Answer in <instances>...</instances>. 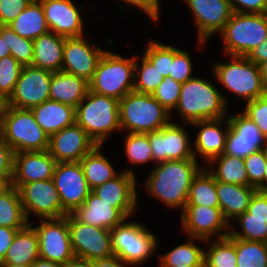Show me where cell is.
Returning <instances> with one entry per match:
<instances>
[{
	"label": "cell",
	"mask_w": 267,
	"mask_h": 267,
	"mask_svg": "<svg viewBox=\"0 0 267 267\" xmlns=\"http://www.w3.org/2000/svg\"><path fill=\"white\" fill-rule=\"evenodd\" d=\"M57 161L46 151L14 153L12 186L52 179Z\"/></svg>",
	"instance_id": "cell-22"
},
{
	"label": "cell",
	"mask_w": 267,
	"mask_h": 267,
	"mask_svg": "<svg viewBox=\"0 0 267 267\" xmlns=\"http://www.w3.org/2000/svg\"><path fill=\"white\" fill-rule=\"evenodd\" d=\"M65 267H91V264L88 260L74 258L68 262Z\"/></svg>",
	"instance_id": "cell-61"
},
{
	"label": "cell",
	"mask_w": 267,
	"mask_h": 267,
	"mask_svg": "<svg viewBox=\"0 0 267 267\" xmlns=\"http://www.w3.org/2000/svg\"><path fill=\"white\" fill-rule=\"evenodd\" d=\"M225 55L244 56L267 38V13H236L220 32Z\"/></svg>",
	"instance_id": "cell-7"
},
{
	"label": "cell",
	"mask_w": 267,
	"mask_h": 267,
	"mask_svg": "<svg viewBox=\"0 0 267 267\" xmlns=\"http://www.w3.org/2000/svg\"><path fill=\"white\" fill-rule=\"evenodd\" d=\"M154 162L195 159L190 137L180 124L170 122L158 131L148 133Z\"/></svg>",
	"instance_id": "cell-16"
},
{
	"label": "cell",
	"mask_w": 267,
	"mask_h": 267,
	"mask_svg": "<svg viewBox=\"0 0 267 267\" xmlns=\"http://www.w3.org/2000/svg\"><path fill=\"white\" fill-rule=\"evenodd\" d=\"M31 2V0H0V25H9Z\"/></svg>",
	"instance_id": "cell-50"
},
{
	"label": "cell",
	"mask_w": 267,
	"mask_h": 267,
	"mask_svg": "<svg viewBox=\"0 0 267 267\" xmlns=\"http://www.w3.org/2000/svg\"><path fill=\"white\" fill-rule=\"evenodd\" d=\"M181 211V228L190 238L209 241L212 236L221 239L229 235L230 223L220 207L185 205Z\"/></svg>",
	"instance_id": "cell-13"
},
{
	"label": "cell",
	"mask_w": 267,
	"mask_h": 267,
	"mask_svg": "<svg viewBox=\"0 0 267 267\" xmlns=\"http://www.w3.org/2000/svg\"><path fill=\"white\" fill-rule=\"evenodd\" d=\"M30 267H65L59 262L49 261L43 258H38L30 264Z\"/></svg>",
	"instance_id": "cell-58"
},
{
	"label": "cell",
	"mask_w": 267,
	"mask_h": 267,
	"mask_svg": "<svg viewBox=\"0 0 267 267\" xmlns=\"http://www.w3.org/2000/svg\"><path fill=\"white\" fill-rule=\"evenodd\" d=\"M249 177V186L263 191V179L267 162V148L252 152L244 158Z\"/></svg>",
	"instance_id": "cell-45"
},
{
	"label": "cell",
	"mask_w": 267,
	"mask_h": 267,
	"mask_svg": "<svg viewBox=\"0 0 267 267\" xmlns=\"http://www.w3.org/2000/svg\"><path fill=\"white\" fill-rule=\"evenodd\" d=\"M235 219L239 223V230L230 224L229 235L242 240L258 241L267 243V218L251 217L248 211L240 214Z\"/></svg>",
	"instance_id": "cell-37"
},
{
	"label": "cell",
	"mask_w": 267,
	"mask_h": 267,
	"mask_svg": "<svg viewBox=\"0 0 267 267\" xmlns=\"http://www.w3.org/2000/svg\"><path fill=\"white\" fill-rule=\"evenodd\" d=\"M125 137L124 148L130 163L140 165L154 162L148 134L128 133Z\"/></svg>",
	"instance_id": "cell-41"
},
{
	"label": "cell",
	"mask_w": 267,
	"mask_h": 267,
	"mask_svg": "<svg viewBox=\"0 0 267 267\" xmlns=\"http://www.w3.org/2000/svg\"><path fill=\"white\" fill-rule=\"evenodd\" d=\"M11 55L10 54V48L7 44V38L1 37V25H0V59H2L5 56Z\"/></svg>",
	"instance_id": "cell-60"
},
{
	"label": "cell",
	"mask_w": 267,
	"mask_h": 267,
	"mask_svg": "<svg viewBox=\"0 0 267 267\" xmlns=\"http://www.w3.org/2000/svg\"><path fill=\"white\" fill-rule=\"evenodd\" d=\"M39 257L37 232L28 223L24 228L17 231L2 263L30 265Z\"/></svg>",
	"instance_id": "cell-29"
},
{
	"label": "cell",
	"mask_w": 267,
	"mask_h": 267,
	"mask_svg": "<svg viewBox=\"0 0 267 267\" xmlns=\"http://www.w3.org/2000/svg\"><path fill=\"white\" fill-rule=\"evenodd\" d=\"M263 192H267V162L265 167V174L263 179Z\"/></svg>",
	"instance_id": "cell-65"
},
{
	"label": "cell",
	"mask_w": 267,
	"mask_h": 267,
	"mask_svg": "<svg viewBox=\"0 0 267 267\" xmlns=\"http://www.w3.org/2000/svg\"><path fill=\"white\" fill-rule=\"evenodd\" d=\"M182 83L170 76L164 77L152 96L170 113L174 111L179 100Z\"/></svg>",
	"instance_id": "cell-46"
},
{
	"label": "cell",
	"mask_w": 267,
	"mask_h": 267,
	"mask_svg": "<svg viewBox=\"0 0 267 267\" xmlns=\"http://www.w3.org/2000/svg\"><path fill=\"white\" fill-rule=\"evenodd\" d=\"M186 205L219 207L216 180L207 171V168L203 167L194 177Z\"/></svg>",
	"instance_id": "cell-34"
},
{
	"label": "cell",
	"mask_w": 267,
	"mask_h": 267,
	"mask_svg": "<svg viewBox=\"0 0 267 267\" xmlns=\"http://www.w3.org/2000/svg\"><path fill=\"white\" fill-rule=\"evenodd\" d=\"M136 183V175L133 170L128 168L113 179L95 187L92 192L128 219L138 209Z\"/></svg>",
	"instance_id": "cell-18"
},
{
	"label": "cell",
	"mask_w": 267,
	"mask_h": 267,
	"mask_svg": "<svg viewBox=\"0 0 267 267\" xmlns=\"http://www.w3.org/2000/svg\"><path fill=\"white\" fill-rule=\"evenodd\" d=\"M75 118L97 145H103L111 133L121 131L119 101L90 90L75 108Z\"/></svg>",
	"instance_id": "cell-4"
},
{
	"label": "cell",
	"mask_w": 267,
	"mask_h": 267,
	"mask_svg": "<svg viewBox=\"0 0 267 267\" xmlns=\"http://www.w3.org/2000/svg\"><path fill=\"white\" fill-rule=\"evenodd\" d=\"M257 189L252 186L222 183L216 181L219 207L224 218L230 223L240 214L247 211L251 197Z\"/></svg>",
	"instance_id": "cell-28"
},
{
	"label": "cell",
	"mask_w": 267,
	"mask_h": 267,
	"mask_svg": "<svg viewBox=\"0 0 267 267\" xmlns=\"http://www.w3.org/2000/svg\"><path fill=\"white\" fill-rule=\"evenodd\" d=\"M260 149L255 141L236 140V132L231 127L229 128L224 154L246 158Z\"/></svg>",
	"instance_id": "cell-49"
},
{
	"label": "cell",
	"mask_w": 267,
	"mask_h": 267,
	"mask_svg": "<svg viewBox=\"0 0 267 267\" xmlns=\"http://www.w3.org/2000/svg\"><path fill=\"white\" fill-rule=\"evenodd\" d=\"M23 66L11 55L0 59V95L8 100L12 95Z\"/></svg>",
	"instance_id": "cell-43"
},
{
	"label": "cell",
	"mask_w": 267,
	"mask_h": 267,
	"mask_svg": "<svg viewBox=\"0 0 267 267\" xmlns=\"http://www.w3.org/2000/svg\"><path fill=\"white\" fill-rule=\"evenodd\" d=\"M8 26L21 37L30 40L50 31L40 1H32Z\"/></svg>",
	"instance_id": "cell-31"
},
{
	"label": "cell",
	"mask_w": 267,
	"mask_h": 267,
	"mask_svg": "<svg viewBox=\"0 0 267 267\" xmlns=\"http://www.w3.org/2000/svg\"><path fill=\"white\" fill-rule=\"evenodd\" d=\"M194 17L199 44L220 33L232 16L229 0H183Z\"/></svg>",
	"instance_id": "cell-17"
},
{
	"label": "cell",
	"mask_w": 267,
	"mask_h": 267,
	"mask_svg": "<svg viewBox=\"0 0 267 267\" xmlns=\"http://www.w3.org/2000/svg\"><path fill=\"white\" fill-rule=\"evenodd\" d=\"M230 62L214 63L215 79L247 102L265 95L258 65L244 56H229Z\"/></svg>",
	"instance_id": "cell-8"
},
{
	"label": "cell",
	"mask_w": 267,
	"mask_h": 267,
	"mask_svg": "<svg viewBox=\"0 0 267 267\" xmlns=\"http://www.w3.org/2000/svg\"><path fill=\"white\" fill-rule=\"evenodd\" d=\"M230 127L236 132V140L255 141L261 148H267V140L260 129L242 112L228 118Z\"/></svg>",
	"instance_id": "cell-42"
},
{
	"label": "cell",
	"mask_w": 267,
	"mask_h": 267,
	"mask_svg": "<svg viewBox=\"0 0 267 267\" xmlns=\"http://www.w3.org/2000/svg\"><path fill=\"white\" fill-rule=\"evenodd\" d=\"M210 81L193 77L182 83L175 111L184 124L226 117L228 98Z\"/></svg>",
	"instance_id": "cell-2"
},
{
	"label": "cell",
	"mask_w": 267,
	"mask_h": 267,
	"mask_svg": "<svg viewBox=\"0 0 267 267\" xmlns=\"http://www.w3.org/2000/svg\"><path fill=\"white\" fill-rule=\"evenodd\" d=\"M169 114L151 94L133 90L119 100L120 128L129 133L158 131L171 122Z\"/></svg>",
	"instance_id": "cell-3"
},
{
	"label": "cell",
	"mask_w": 267,
	"mask_h": 267,
	"mask_svg": "<svg viewBox=\"0 0 267 267\" xmlns=\"http://www.w3.org/2000/svg\"><path fill=\"white\" fill-rule=\"evenodd\" d=\"M91 267H125L132 266L125 263L117 256H112L106 259H94L90 261Z\"/></svg>",
	"instance_id": "cell-57"
},
{
	"label": "cell",
	"mask_w": 267,
	"mask_h": 267,
	"mask_svg": "<svg viewBox=\"0 0 267 267\" xmlns=\"http://www.w3.org/2000/svg\"><path fill=\"white\" fill-rule=\"evenodd\" d=\"M12 186V182L7 177H0V195Z\"/></svg>",
	"instance_id": "cell-62"
},
{
	"label": "cell",
	"mask_w": 267,
	"mask_h": 267,
	"mask_svg": "<svg viewBox=\"0 0 267 267\" xmlns=\"http://www.w3.org/2000/svg\"><path fill=\"white\" fill-rule=\"evenodd\" d=\"M60 195L63 210L72 214L92 191L86 181L80 162L57 163L52 177Z\"/></svg>",
	"instance_id": "cell-15"
},
{
	"label": "cell",
	"mask_w": 267,
	"mask_h": 267,
	"mask_svg": "<svg viewBox=\"0 0 267 267\" xmlns=\"http://www.w3.org/2000/svg\"><path fill=\"white\" fill-rule=\"evenodd\" d=\"M89 91V82L64 71L52 73L49 95L50 100L70 105L74 108Z\"/></svg>",
	"instance_id": "cell-25"
},
{
	"label": "cell",
	"mask_w": 267,
	"mask_h": 267,
	"mask_svg": "<svg viewBox=\"0 0 267 267\" xmlns=\"http://www.w3.org/2000/svg\"><path fill=\"white\" fill-rule=\"evenodd\" d=\"M18 191L29 223L31 213L39 219L61 218L67 215L62 208L60 195L52 179L24 183Z\"/></svg>",
	"instance_id": "cell-11"
},
{
	"label": "cell",
	"mask_w": 267,
	"mask_h": 267,
	"mask_svg": "<svg viewBox=\"0 0 267 267\" xmlns=\"http://www.w3.org/2000/svg\"><path fill=\"white\" fill-rule=\"evenodd\" d=\"M65 37L49 31L33 40L34 56L31 66L59 72L63 63Z\"/></svg>",
	"instance_id": "cell-27"
},
{
	"label": "cell",
	"mask_w": 267,
	"mask_h": 267,
	"mask_svg": "<svg viewBox=\"0 0 267 267\" xmlns=\"http://www.w3.org/2000/svg\"><path fill=\"white\" fill-rule=\"evenodd\" d=\"M18 230L20 229L0 226V263L3 262Z\"/></svg>",
	"instance_id": "cell-55"
},
{
	"label": "cell",
	"mask_w": 267,
	"mask_h": 267,
	"mask_svg": "<svg viewBox=\"0 0 267 267\" xmlns=\"http://www.w3.org/2000/svg\"><path fill=\"white\" fill-rule=\"evenodd\" d=\"M215 240L204 251V267H237L236 238Z\"/></svg>",
	"instance_id": "cell-36"
},
{
	"label": "cell",
	"mask_w": 267,
	"mask_h": 267,
	"mask_svg": "<svg viewBox=\"0 0 267 267\" xmlns=\"http://www.w3.org/2000/svg\"><path fill=\"white\" fill-rule=\"evenodd\" d=\"M81 37L65 38L61 70L90 82L105 50Z\"/></svg>",
	"instance_id": "cell-19"
},
{
	"label": "cell",
	"mask_w": 267,
	"mask_h": 267,
	"mask_svg": "<svg viewBox=\"0 0 267 267\" xmlns=\"http://www.w3.org/2000/svg\"><path fill=\"white\" fill-rule=\"evenodd\" d=\"M1 37L7 38V44L12 57L23 67L31 66L34 56L33 40L21 37L8 25H1Z\"/></svg>",
	"instance_id": "cell-40"
},
{
	"label": "cell",
	"mask_w": 267,
	"mask_h": 267,
	"mask_svg": "<svg viewBox=\"0 0 267 267\" xmlns=\"http://www.w3.org/2000/svg\"><path fill=\"white\" fill-rule=\"evenodd\" d=\"M0 267H30V265H24V264H6V263H0Z\"/></svg>",
	"instance_id": "cell-64"
},
{
	"label": "cell",
	"mask_w": 267,
	"mask_h": 267,
	"mask_svg": "<svg viewBox=\"0 0 267 267\" xmlns=\"http://www.w3.org/2000/svg\"><path fill=\"white\" fill-rule=\"evenodd\" d=\"M246 58L259 65L261 62L267 60V38L263 43L253 48L246 56Z\"/></svg>",
	"instance_id": "cell-56"
},
{
	"label": "cell",
	"mask_w": 267,
	"mask_h": 267,
	"mask_svg": "<svg viewBox=\"0 0 267 267\" xmlns=\"http://www.w3.org/2000/svg\"><path fill=\"white\" fill-rule=\"evenodd\" d=\"M259 71L261 73L262 76V86H263V90L264 93L267 94V60L261 62L259 65Z\"/></svg>",
	"instance_id": "cell-59"
},
{
	"label": "cell",
	"mask_w": 267,
	"mask_h": 267,
	"mask_svg": "<svg viewBox=\"0 0 267 267\" xmlns=\"http://www.w3.org/2000/svg\"><path fill=\"white\" fill-rule=\"evenodd\" d=\"M46 23L51 32L65 38L83 35V20L80 14L84 9L77 8L72 0H40Z\"/></svg>",
	"instance_id": "cell-21"
},
{
	"label": "cell",
	"mask_w": 267,
	"mask_h": 267,
	"mask_svg": "<svg viewBox=\"0 0 267 267\" xmlns=\"http://www.w3.org/2000/svg\"><path fill=\"white\" fill-rule=\"evenodd\" d=\"M97 144L76 122L50 136L48 152L57 161L79 162Z\"/></svg>",
	"instance_id": "cell-20"
},
{
	"label": "cell",
	"mask_w": 267,
	"mask_h": 267,
	"mask_svg": "<svg viewBox=\"0 0 267 267\" xmlns=\"http://www.w3.org/2000/svg\"><path fill=\"white\" fill-rule=\"evenodd\" d=\"M66 217L75 258L91 261L114 256L110 230L81 223L72 214Z\"/></svg>",
	"instance_id": "cell-10"
},
{
	"label": "cell",
	"mask_w": 267,
	"mask_h": 267,
	"mask_svg": "<svg viewBox=\"0 0 267 267\" xmlns=\"http://www.w3.org/2000/svg\"><path fill=\"white\" fill-rule=\"evenodd\" d=\"M224 120L226 127L222 129ZM189 125L200 128L197 137H195V148L192 149L196 160H198L197 156L200 154L204 158L205 164H207L211 159L224 153L230 128L229 120L226 117L195 121Z\"/></svg>",
	"instance_id": "cell-23"
},
{
	"label": "cell",
	"mask_w": 267,
	"mask_h": 267,
	"mask_svg": "<svg viewBox=\"0 0 267 267\" xmlns=\"http://www.w3.org/2000/svg\"><path fill=\"white\" fill-rule=\"evenodd\" d=\"M101 147L102 145H96L79 161L91 190L119 174L106 156L103 155Z\"/></svg>",
	"instance_id": "cell-32"
},
{
	"label": "cell",
	"mask_w": 267,
	"mask_h": 267,
	"mask_svg": "<svg viewBox=\"0 0 267 267\" xmlns=\"http://www.w3.org/2000/svg\"><path fill=\"white\" fill-rule=\"evenodd\" d=\"M14 152L0 135V177L13 178Z\"/></svg>",
	"instance_id": "cell-51"
},
{
	"label": "cell",
	"mask_w": 267,
	"mask_h": 267,
	"mask_svg": "<svg viewBox=\"0 0 267 267\" xmlns=\"http://www.w3.org/2000/svg\"><path fill=\"white\" fill-rule=\"evenodd\" d=\"M135 56L124 58L105 50L99 59L89 90L108 97L122 99L134 90Z\"/></svg>",
	"instance_id": "cell-6"
},
{
	"label": "cell",
	"mask_w": 267,
	"mask_h": 267,
	"mask_svg": "<svg viewBox=\"0 0 267 267\" xmlns=\"http://www.w3.org/2000/svg\"><path fill=\"white\" fill-rule=\"evenodd\" d=\"M7 106V100L0 95V124L4 115L5 108Z\"/></svg>",
	"instance_id": "cell-63"
},
{
	"label": "cell",
	"mask_w": 267,
	"mask_h": 267,
	"mask_svg": "<svg viewBox=\"0 0 267 267\" xmlns=\"http://www.w3.org/2000/svg\"><path fill=\"white\" fill-rule=\"evenodd\" d=\"M138 59L139 57L135 56L134 91L152 95L164 77L144 55L139 62L141 64Z\"/></svg>",
	"instance_id": "cell-39"
},
{
	"label": "cell",
	"mask_w": 267,
	"mask_h": 267,
	"mask_svg": "<svg viewBox=\"0 0 267 267\" xmlns=\"http://www.w3.org/2000/svg\"><path fill=\"white\" fill-rule=\"evenodd\" d=\"M72 215L81 223L107 230L113 229L126 219L116 208L101 200L92 191Z\"/></svg>",
	"instance_id": "cell-24"
},
{
	"label": "cell",
	"mask_w": 267,
	"mask_h": 267,
	"mask_svg": "<svg viewBox=\"0 0 267 267\" xmlns=\"http://www.w3.org/2000/svg\"><path fill=\"white\" fill-rule=\"evenodd\" d=\"M191 238L190 241L179 244L172 250L160 255V267H204L205 249L198 247L192 240H200L203 243H209L210 241Z\"/></svg>",
	"instance_id": "cell-33"
},
{
	"label": "cell",
	"mask_w": 267,
	"mask_h": 267,
	"mask_svg": "<svg viewBox=\"0 0 267 267\" xmlns=\"http://www.w3.org/2000/svg\"><path fill=\"white\" fill-rule=\"evenodd\" d=\"M51 71L24 66L7 106L31 109L50 100Z\"/></svg>",
	"instance_id": "cell-14"
},
{
	"label": "cell",
	"mask_w": 267,
	"mask_h": 267,
	"mask_svg": "<svg viewBox=\"0 0 267 267\" xmlns=\"http://www.w3.org/2000/svg\"><path fill=\"white\" fill-rule=\"evenodd\" d=\"M237 267H267V243L236 238Z\"/></svg>",
	"instance_id": "cell-38"
},
{
	"label": "cell",
	"mask_w": 267,
	"mask_h": 267,
	"mask_svg": "<svg viewBox=\"0 0 267 267\" xmlns=\"http://www.w3.org/2000/svg\"><path fill=\"white\" fill-rule=\"evenodd\" d=\"M145 47L143 55L163 77L169 76L171 71V45L157 42V40H150Z\"/></svg>",
	"instance_id": "cell-44"
},
{
	"label": "cell",
	"mask_w": 267,
	"mask_h": 267,
	"mask_svg": "<svg viewBox=\"0 0 267 267\" xmlns=\"http://www.w3.org/2000/svg\"><path fill=\"white\" fill-rule=\"evenodd\" d=\"M27 221L21 203L19 191L11 186L0 195V226L22 229Z\"/></svg>",
	"instance_id": "cell-35"
},
{
	"label": "cell",
	"mask_w": 267,
	"mask_h": 267,
	"mask_svg": "<svg viewBox=\"0 0 267 267\" xmlns=\"http://www.w3.org/2000/svg\"><path fill=\"white\" fill-rule=\"evenodd\" d=\"M34 227L38 236L40 258L59 262L64 266L75 258L68 228L67 217L40 219Z\"/></svg>",
	"instance_id": "cell-12"
},
{
	"label": "cell",
	"mask_w": 267,
	"mask_h": 267,
	"mask_svg": "<svg viewBox=\"0 0 267 267\" xmlns=\"http://www.w3.org/2000/svg\"><path fill=\"white\" fill-rule=\"evenodd\" d=\"M215 164H217V167ZM208 165L212 169H209ZM211 165L215 166V168ZM206 166L204 164V167L208 168L207 171L216 181L249 186V177L244 158L223 153L211 159Z\"/></svg>",
	"instance_id": "cell-30"
},
{
	"label": "cell",
	"mask_w": 267,
	"mask_h": 267,
	"mask_svg": "<svg viewBox=\"0 0 267 267\" xmlns=\"http://www.w3.org/2000/svg\"><path fill=\"white\" fill-rule=\"evenodd\" d=\"M189 52L171 46V71L169 76L175 81L185 83L192 79L193 64Z\"/></svg>",
	"instance_id": "cell-47"
},
{
	"label": "cell",
	"mask_w": 267,
	"mask_h": 267,
	"mask_svg": "<svg viewBox=\"0 0 267 267\" xmlns=\"http://www.w3.org/2000/svg\"><path fill=\"white\" fill-rule=\"evenodd\" d=\"M129 6H135L139 8V11H143L148 15L152 21L158 20L160 17V1L159 0H121Z\"/></svg>",
	"instance_id": "cell-54"
},
{
	"label": "cell",
	"mask_w": 267,
	"mask_h": 267,
	"mask_svg": "<svg viewBox=\"0 0 267 267\" xmlns=\"http://www.w3.org/2000/svg\"><path fill=\"white\" fill-rule=\"evenodd\" d=\"M247 211L251 217L267 218V192L256 190Z\"/></svg>",
	"instance_id": "cell-53"
},
{
	"label": "cell",
	"mask_w": 267,
	"mask_h": 267,
	"mask_svg": "<svg viewBox=\"0 0 267 267\" xmlns=\"http://www.w3.org/2000/svg\"><path fill=\"white\" fill-rule=\"evenodd\" d=\"M0 135L13 152L46 151L49 135L36 122L31 109L6 106Z\"/></svg>",
	"instance_id": "cell-5"
},
{
	"label": "cell",
	"mask_w": 267,
	"mask_h": 267,
	"mask_svg": "<svg viewBox=\"0 0 267 267\" xmlns=\"http://www.w3.org/2000/svg\"><path fill=\"white\" fill-rule=\"evenodd\" d=\"M198 162L196 159H183L157 163L144 183L148 194L170 208L183 210L192 181L203 168Z\"/></svg>",
	"instance_id": "cell-1"
},
{
	"label": "cell",
	"mask_w": 267,
	"mask_h": 267,
	"mask_svg": "<svg viewBox=\"0 0 267 267\" xmlns=\"http://www.w3.org/2000/svg\"><path fill=\"white\" fill-rule=\"evenodd\" d=\"M233 12L267 13V0H229Z\"/></svg>",
	"instance_id": "cell-52"
},
{
	"label": "cell",
	"mask_w": 267,
	"mask_h": 267,
	"mask_svg": "<svg viewBox=\"0 0 267 267\" xmlns=\"http://www.w3.org/2000/svg\"><path fill=\"white\" fill-rule=\"evenodd\" d=\"M110 230L112 250L125 263L132 266L142 264L147 261L152 253L157 250L158 238L151 233L144 224L137 222H125Z\"/></svg>",
	"instance_id": "cell-9"
},
{
	"label": "cell",
	"mask_w": 267,
	"mask_h": 267,
	"mask_svg": "<svg viewBox=\"0 0 267 267\" xmlns=\"http://www.w3.org/2000/svg\"><path fill=\"white\" fill-rule=\"evenodd\" d=\"M242 113L254 122L267 140V94L247 102Z\"/></svg>",
	"instance_id": "cell-48"
},
{
	"label": "cell",
	"mask_w": 267,
	"mask_h": 267,
	"mask_svg": "<svg viewBox=\"0 0 267 267\" xmlns=\"http://www.w3.org/2000/svg\"><path fill=\"white\" fill-rule=\"evenodd\" d=\"M31 111L49 137L76 122L74 107L53 100H47Z\"/></svg>",
	"instance_id": "cell-26"
}]
</instances>
